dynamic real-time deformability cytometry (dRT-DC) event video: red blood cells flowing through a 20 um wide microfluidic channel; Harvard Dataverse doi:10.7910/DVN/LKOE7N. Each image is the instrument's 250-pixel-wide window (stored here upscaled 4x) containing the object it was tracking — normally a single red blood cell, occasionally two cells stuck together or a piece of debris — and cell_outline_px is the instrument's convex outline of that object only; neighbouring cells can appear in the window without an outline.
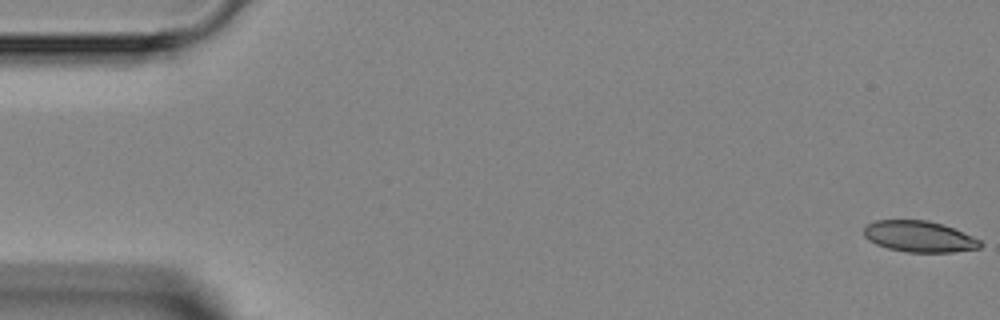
{"species": "Egyptian fruit bat (a non-hibernating species)", "species_latin": "Rousettus aegyptiacus", "temperature_condition": "room temperature", "stored_images_in_passage": 6, "camera_frame_rate_fps": 3000, "um_per_image_px": 0.085, "animal": {"sex": "female"}, "frame": {"image": 1, "passage_image": 1, "time_ms": 0.0, "image_size_px": [1000, 320], "cell_outline_px": [[984, 244], [980, 248], [952, 252], [908, 252], [888, 248], [876, 244], [868, 240], [864, 236], [864, 228], [868, 224], [876, 220], [928, 220], [944, 224], [972, 236], [980, 240]], "centroid_in_image_um": [78.15, 20.1], "position_along_channel_um": 6.9, "area_um2": 21.15}}